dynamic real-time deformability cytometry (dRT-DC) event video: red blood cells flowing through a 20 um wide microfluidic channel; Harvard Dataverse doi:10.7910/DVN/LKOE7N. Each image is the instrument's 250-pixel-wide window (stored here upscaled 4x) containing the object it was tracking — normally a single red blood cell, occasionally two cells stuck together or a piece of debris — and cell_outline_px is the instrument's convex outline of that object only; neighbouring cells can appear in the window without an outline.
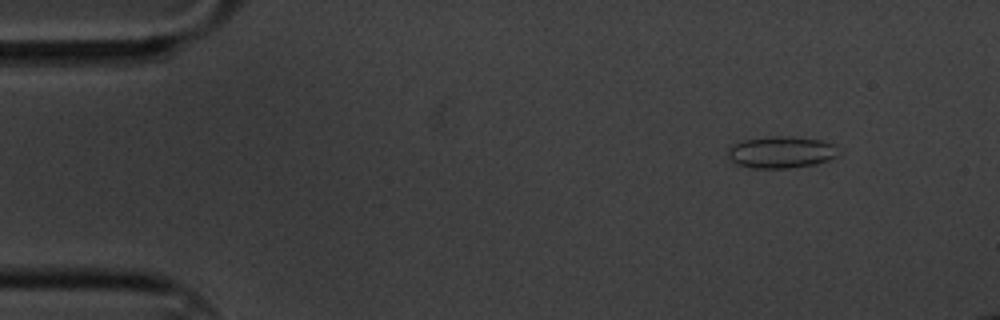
{"species": "common noctule bat (a hibernating species)", "species_latin": "Nyctalus noctula", "temperature_condition": "cold", "stored_images_in_passage": 6, "camera_frame_rate_fps": 3000, "um_per_image_px": 0.085, "animal": {"sex": "male", "body_mass_g": 20.1, "forearm_length_mm": 53.5}, "frame": {"image": 1, "passage_image": 2, "time_ms": 0.333, "image_size_px": [1000, 320], "cell_outline_px": [[836, 156], [828, 160], [816, 164], [788, 168], [752, 168], [736, 164], [728, 156], [728, 148], [732, 144], [744, 140], [772, 136], [788, 136], [820, 140], [832, 144]], "centroid_in_image_um": [66.32, 12.94], "position_along_channel_um": 18.7, "area_um2": 20.17}}